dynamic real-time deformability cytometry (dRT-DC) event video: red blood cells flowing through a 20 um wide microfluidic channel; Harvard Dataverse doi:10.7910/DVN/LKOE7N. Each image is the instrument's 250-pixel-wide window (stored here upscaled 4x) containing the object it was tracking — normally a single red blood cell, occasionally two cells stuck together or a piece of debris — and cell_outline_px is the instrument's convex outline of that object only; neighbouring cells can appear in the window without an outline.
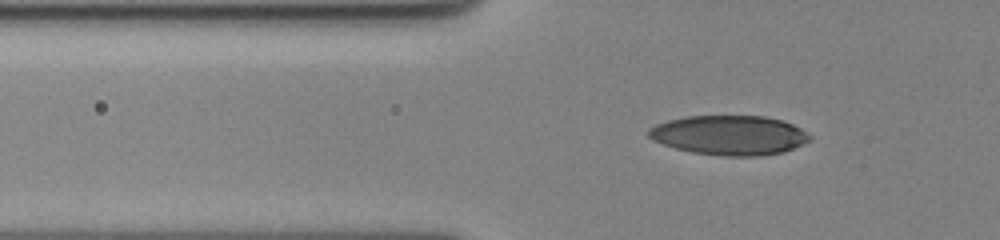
{"species": "human", "species_latin": "Homo sapiens", "temperature_condition": "cold", "stored_images_in_passage": 61, "camera_frame_rate_fps": 3000, "um_per_image_px": 0.085, "donor": {"sex": "female"}, "frame": {"image": 1, "passage_image": 23, "time_ms": 7.333, "image_size_px": [1000, 240], "cell_outline_px": [[812, 140], [784, 152], [760, 156], [724, 156], [692, 152], [676, 148], [652, 140], [648, 136], [648, 128], [656, 124], [668, 120], [688, 116], [764, 116], [780, 120], [792, 124], [800, 128], [812, 136]], "centroid_in_image_um": [62.01, 11.49], "position_along_channel_um": 63.8, "area_um2": 37.17}}
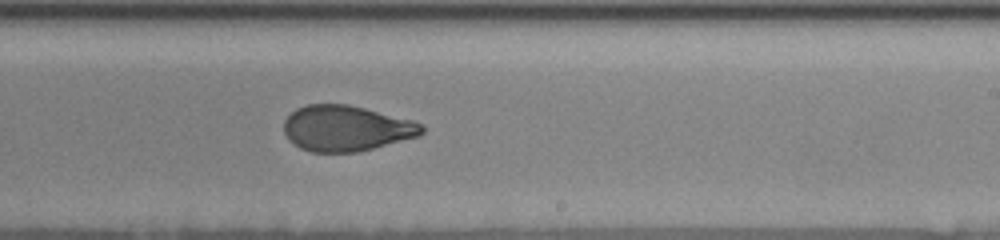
{"frame": {"image": 2, "passage_image": 41, "time_ms": 13.333, "image_size_px": [1000, 240], "cell_outline_px": [[424, 132], [420, 136], [356, 152], [312, 152], [300, 148], [288, 140], [284, 132], [284, 120], [296, 108], [308, 104], [348, 104], [412, 120], [420, 124], [424, 128]], "centroid_in_image_um": [29.4, 10.91], "position_along_channel_um": 259.6, "area_um2": 36.59}}
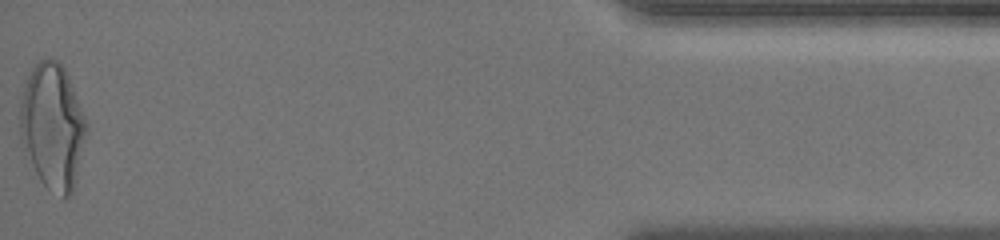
{"frame": {"image": 3, "passage_image": 61, "time_ms": 20.0, "image_size_px": [1000, 240], "cell_outline_px": [[84, 132], [76, 180], [72, 192], [68, 196], [64, 196], [48, 188], [40, 180], [36, 172], [20, 136], [20, 100], [24, 84], [32, 68], [40, 60], [56, 60], [64, 68], [68, 76], [84, 116]], "centroid_in_image_um": [4.43, 10.7], "position_along_channel_um": 430.8, "area_um2": 46.82}, "authors_computed_cell_mechanics": {"area_um2": 37.1654, "velocity_mm_per_s": 3.4973, "shape_relaxation_time_tau1_ms": 6.2062, "shape_relaxation_time_tau2_ms": 1.3118, "deformation_change_tau1": 0.1852, "deformation_change_tau2": 0.0695}}